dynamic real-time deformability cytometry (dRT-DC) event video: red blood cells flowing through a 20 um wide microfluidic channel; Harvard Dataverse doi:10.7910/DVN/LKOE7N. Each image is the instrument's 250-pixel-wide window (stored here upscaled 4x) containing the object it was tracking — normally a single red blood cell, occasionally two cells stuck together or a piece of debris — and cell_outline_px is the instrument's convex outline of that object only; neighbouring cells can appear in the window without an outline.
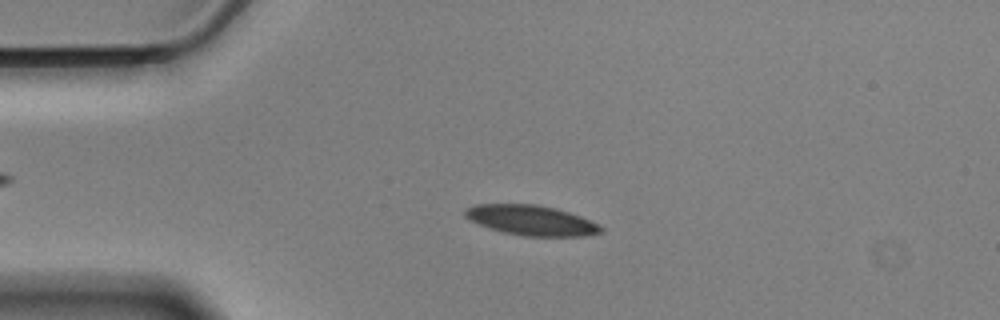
{"species": "Egyptian fruit bat (a non-hibernating species)", "species_latin": "Rousettus aegyptiacus", "temperature_condition": "cold", "stored_images_in_passage": 56, "camera_frame_rate_fps": 3000, "um_per_image_px": 0.085, "animal": {"sex": "male"}, "frame": {"image": 1, "passage_image": 12, "time_ms": 3.667, "image_size_px": [1000, 320], "cell_outline_px": [[604, 232], [584, 236], [524, 236], [504, 232], [488, 228], [468, 220], [464, 216], [464, 208], [476, 204], [536, 204], [556, 208], [580, 216], [600, 224], [604, 228]], "centroid_in_image_um": [45.15, 18.72], "position_along_channel_um": 39.8, "area_um2": 24.04}}
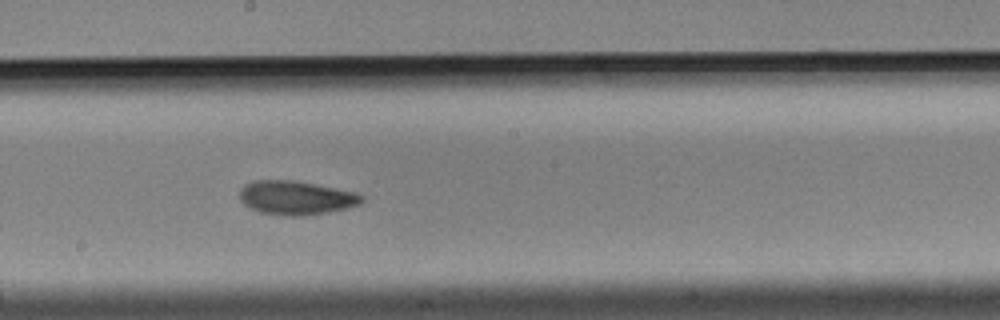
{"frame": {"image": 2, "passage_image": 30, "time_ms": 9.667, "image_size_px": [1000, 320], "cell_outline_px": [[364, 200], [360, 204], [348, 208], [328, 212], [300, 216], [284, 216], [260, 212], [244, 204], [240, 200], [240, 188], [244, 184], [252, 180], [292, 180], [356, 192], [364, 196]], "centroid_in_image_um": [25.16, 16.81], "position_along_channel_um": 223.0, "area_um2": 24.16}}
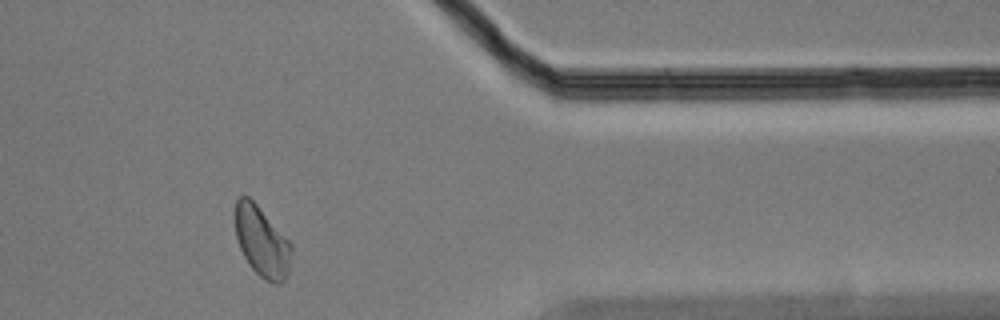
{"frame": {"image": 3, "passage_image": 46, "time_ms": 15.0, "image_size_px": [1000, 320], "cell_outline_px": [[292, 252], [288, 272], [284, 280], [280, 284], [276, 284], [264, 280], [248, 264], [240, 248], [236, 236], [232, 216], [232, 212], [236, 200], [240, 196], [248, 196], [256, 204], [292, 244]], "centroid_in_image_um": [22.21, 20.52], "position_along_channel_um": 389.2, "area_um2": 23.29}, "authors_computed_cell_mechanics": {"area_um2": 23.3512, "velocity_mm_per_s": 3.4896, "shape_relaxation_time_tau1_ms": 6.398, "shape_relaxation_time_tau2_ms": 3.3407, "deformation_change_tau1": 0.1125, "deformation_change_tau2": 0.0812}}